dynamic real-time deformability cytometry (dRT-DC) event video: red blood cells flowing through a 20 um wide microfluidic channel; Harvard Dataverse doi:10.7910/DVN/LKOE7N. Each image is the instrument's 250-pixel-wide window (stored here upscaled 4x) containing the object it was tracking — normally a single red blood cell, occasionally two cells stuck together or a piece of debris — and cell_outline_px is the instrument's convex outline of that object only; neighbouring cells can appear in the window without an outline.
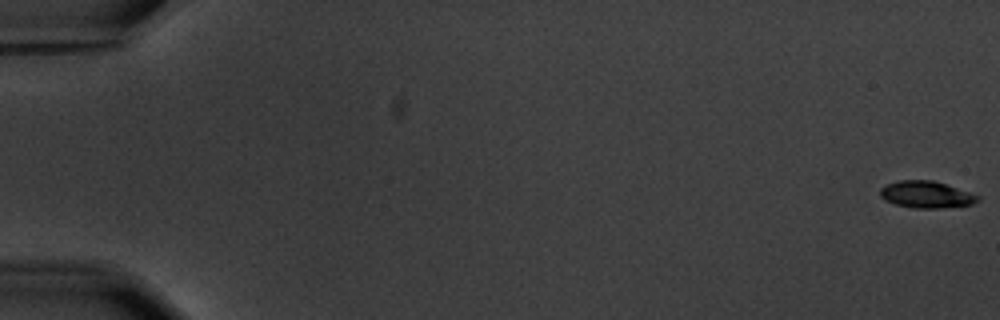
{"species": "common noctule bat (a hibernating species)", "species_latin": "Nyctalus noctula", "temperature_condition": "warm", "stored_images_in_passage": 6, "camera_frame_rate_fps": 3000, "um_per_image_px": 0.085, "animal": {"sex": "male", "body_mass_g": 20.1, "forearm_length_mm": 53.5}, "frame": {"image": 1, "passage_image": 1, "time_ms": 0.0, "image_size_px": [1000, 320], "cell_outline_px": [[980, 200], [972, 204], [940, 208], [912, 208], [896, 204], [884, 200], [880, 196], [880, 188], [888, 184], [900, 180], [932, 180], [980, 196]], "centroid_in_image_um": [78.71, 16.54], "position_along_channel_um": 6.3, "area_um2": 15.09}}
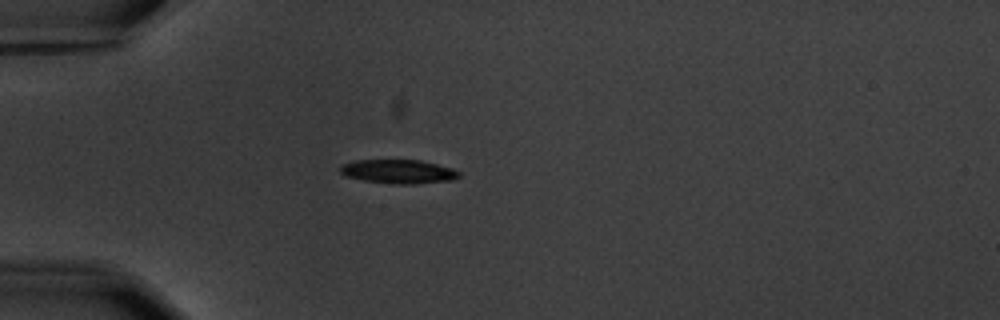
{"frame": {"image": 2, "passage_image": 5, "time_ms": 5.667, "image_size_px": [1000, 320], "cell_outline_px": [[460, 176], [452, 180], [412, 184], [392, 184], [364, 180], [344, 176], [340, 172], [340, 164], [352, 160], [420, 160], [452, 168], [460, 172]], "centroid_in_image_um": [33.82, 14.58], "position_along_channel_um": 51.2, "area_um2": 16.65}}